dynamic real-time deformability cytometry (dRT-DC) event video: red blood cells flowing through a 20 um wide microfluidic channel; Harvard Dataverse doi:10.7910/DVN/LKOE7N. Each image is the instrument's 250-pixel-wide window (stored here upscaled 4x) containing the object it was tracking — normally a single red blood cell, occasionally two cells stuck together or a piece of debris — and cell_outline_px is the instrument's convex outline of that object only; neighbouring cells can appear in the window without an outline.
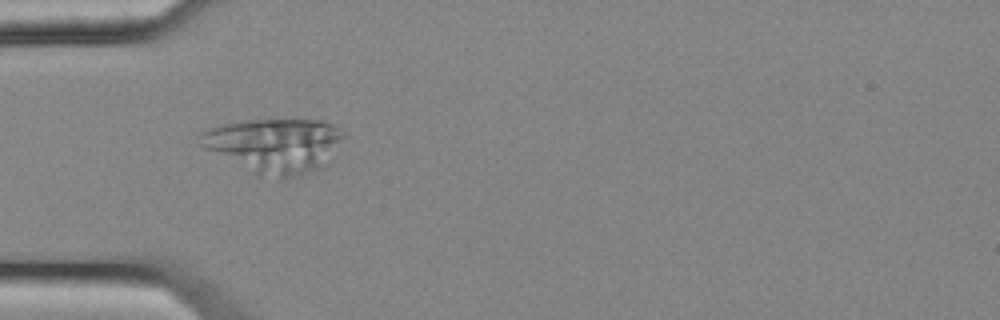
{"species": "common noctule bat (a hibernating species)", "species_latin": "Nyctalus noctula", "temperature_condition": "cold", "stored_images_in_passage": 54, "camera_frame_rate_fps": 3000, "um_per_image_px": 0.085, "animal": {"sex": "female", "body_mass_g": 25.1}, "frame": {"image": 1, "passage_image": 16, "time_ms": 5.0, "image_size_px": [1000, 320], "cell_outline_px": [[344, 136], [328, 164], [300, 176], [284, 180], [256, 176], [204, 148], [200, 144], [200, 132], [224, 124], [248, 120], [324, 120], [336, 124], [344, 132]], "centroid_in_image_um": [23.37, 12.39], "position_along_channel_um": 61.6, "area_um2": 46.18}}
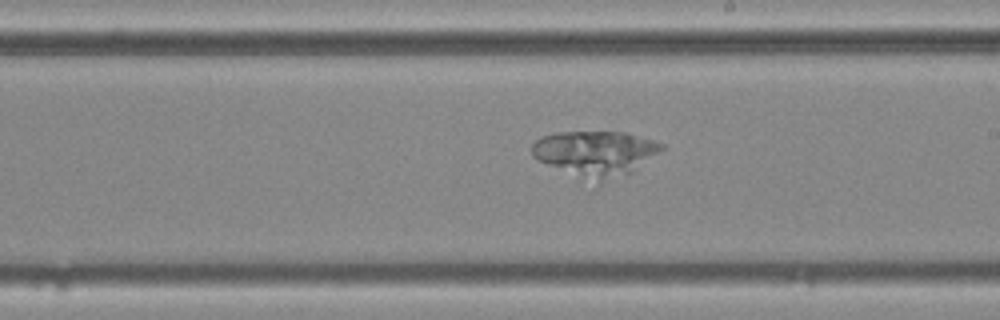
{"frame": {"image": 2, "passage_image": 31, "time_ms": 10.0, "image_size_px": [1000, 320], "cell_outline_px": [[664, 148], [632, 172], [600, 184], [548, 164], [532, 156], [532, 144], [540, 136], [556, 132], [624, 132], [652, 140], [664, 144]], "centroid_in_image_um": [50.61, 13.02], "position_along_channel_um": 238.4, "area_um2": 33.76}}
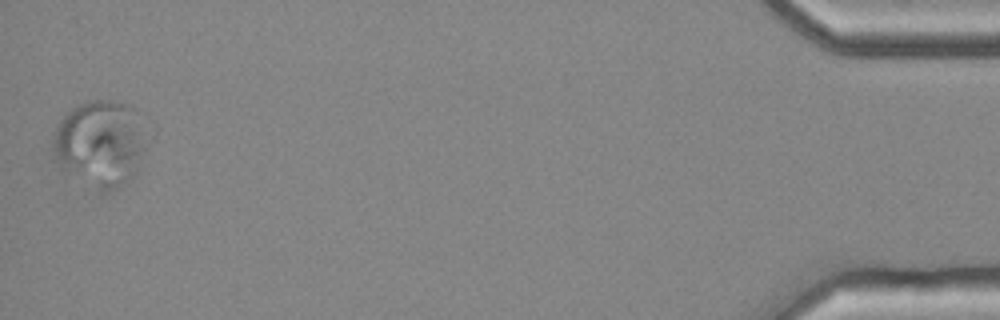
{"frame": {"image": 3, "passage_image": 54, "time_ms": 17.667, "image_size_px": [1000, 320], "cell_outline_px": [[156, 132], [136, 176], [108, 196], [100, 196], [64, 176], [60, 172], [52, 160], [52, 132], [60, 120], [76, 104], [88, 100], [112, 100], [124, 104], [148, 116], [152, 120], [156, 128]], "centroid_in_image_um": [8.65, 12.29], "position_along_channel_um": 426.6, "area_um2": 52.89}}